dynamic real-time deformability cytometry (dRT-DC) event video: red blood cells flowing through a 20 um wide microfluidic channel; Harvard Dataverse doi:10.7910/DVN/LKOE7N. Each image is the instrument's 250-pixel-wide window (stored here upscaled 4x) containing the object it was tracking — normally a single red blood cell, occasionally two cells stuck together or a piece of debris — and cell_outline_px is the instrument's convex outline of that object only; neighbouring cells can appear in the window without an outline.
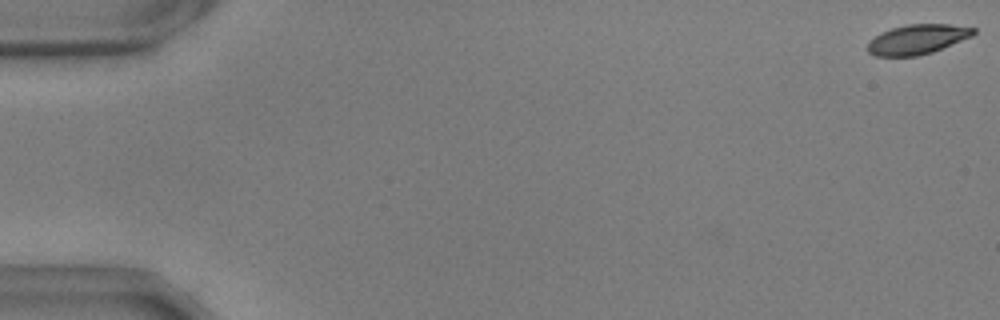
{"species": "common noctule bat (a hibernating species)", "species_latin": "Nyctalus noctula", "temperature_condition": "warm", "stored_images_in_passage": 56, "camera_frame_rate_fps": 3000, "um_per_image_px": 0.085, "animal": {"sex": "male", "body_mass_g": 17.9, "forearm_length_mm": 54.2}, "frame": {"image": 1, "passage_image": 1, "time_ms": 0.0, "image_size_px": [1000, 320], "cell_outline_px": [[976, 32], [972, 36], [932, 52], [920, 56], [876, 56], [868, 52], [868, 40], [892, 28], [908, 24], [948, 24], [976, 28]], "centroid_in_image_um": [77.98, 3.35], "position_along_channel_um": 7.0, "area_um2": 18.21}}
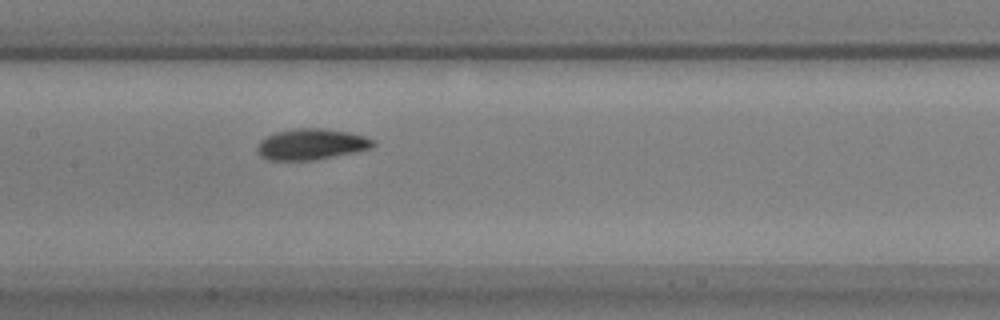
{"frame": {"image": 2, "passage_image": 28, "time_ms": 9.0, "image_size_px": [1000, 320], "cell_outline_px": [[376, 144], [372, 148], [356, 152], [316, 160], [268, 160], [260, 156], [256, 152], [256, 148], [260, 140], [276, 132], [296, 128], [324, 128], [348, 132], [364, 136], [376, 140]], "centroid_in_image_um": [26.47, 12.27], "position_along_channel_um": 180.9, "area_um2": 21.15}}
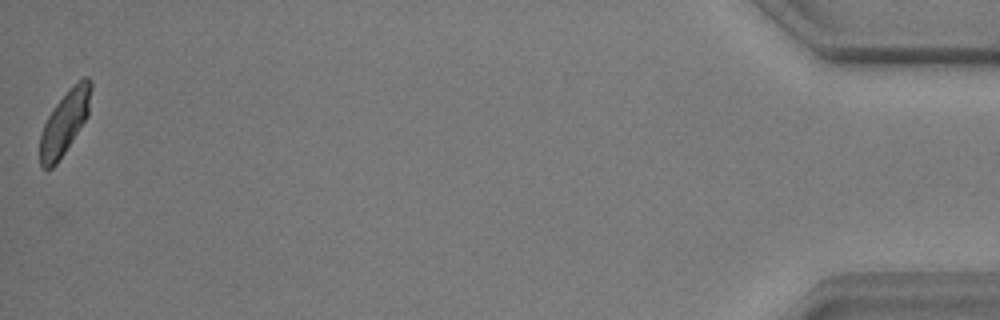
{"frame": {"image": 3, "passage_image": 56, "time_ms": 18.333, "image_size_px": [1000, 320], "cell_outline_px": [[92, 88], [88, 116], [56, 164], [52, 168], [44, 168], [40, 164], [40, 136], [44, 124], [48, 116], [56, 104], [84, 76], [88, 76], [92, 80]], "centroid_in_image_um": [5.51, 10.41], "position_along_channel_um": 429.7, "area_um2": 18.38}, "authors_computed_cell_mechanics": {"area_um2": 19.7387, "velocity_mm_per_s": 3.6445, "shape_relaxation_time_tau1_ms": 2.688, "shape_relaxation_time_tau2_ms": 5.3902, "deformation_change_tau1": 0.1098, "deformation_change_tau2": 0.089}}